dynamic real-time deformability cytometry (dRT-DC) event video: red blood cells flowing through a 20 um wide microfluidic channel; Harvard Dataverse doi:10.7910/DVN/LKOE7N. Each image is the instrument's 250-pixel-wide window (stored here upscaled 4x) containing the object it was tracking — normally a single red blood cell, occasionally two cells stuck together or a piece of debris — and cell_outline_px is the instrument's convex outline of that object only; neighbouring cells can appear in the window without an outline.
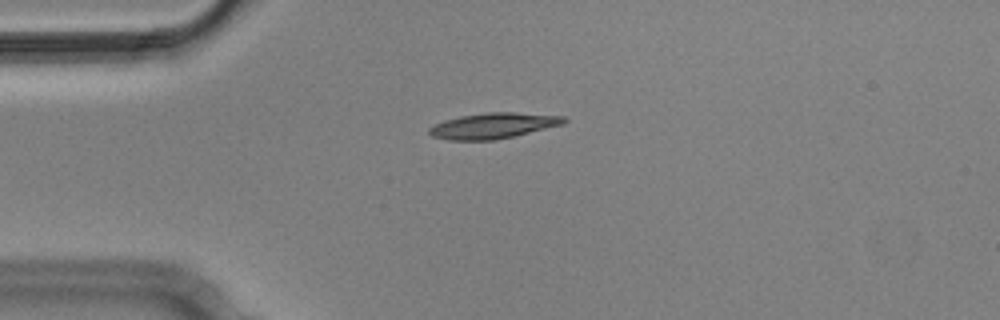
{"species": "Egyptian fruit bat (a non-hibernating species)", "species_latin": "Rousettus aegyptiacus", "temperature_condition": "cold", "stored_images_in_passage": 8, "camera_frame_rate_fps": 3000, "um_per_image_px": 0.085, "animal": {"sex": "male"}, "frame": {"image": 1, "passage_image": 3, "time_ms": 0.667, "image_size_px": [1000, 320], "cell_outline_px": [[568, 120], [564, 124], [496, 140], [448, 140], [432, 136], [428, 132], [428, 128], [444, 120], [460, 116], [488, 112], [512, 112], [564, 116]], "centroid_in_image_um": [41.92, 10.68], "position_along_channel_um": 43.1, "area_um2": 20.06}}
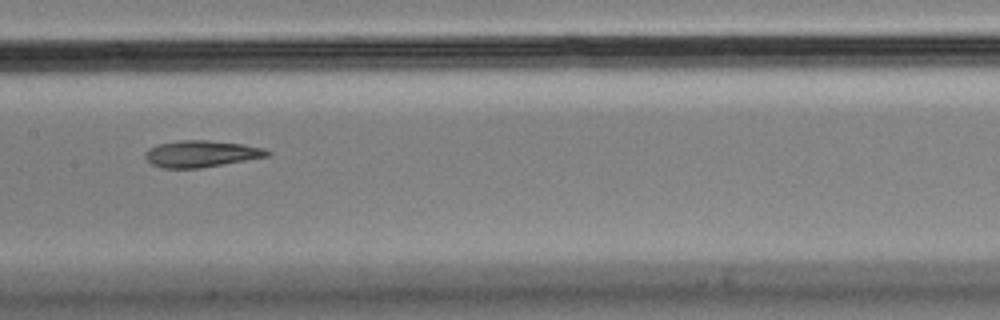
{"frame": {"image": 2, "passage_image": 7, "time_ms": 2.0, "image_size_px": [1000, 320], "cell_outline_px": [[272, 152], [268, 156], [200, 168], [164, 168], [152, 164], [144, 156], [144, 152], [148, 148], [156, 144], [180, 140], [208, 140], [244, 144], [264, 148]], "centroid_in_image_um": [17.08, 13.06], "position_along_channel_um": 190.3, "area_um2": 18.96}}
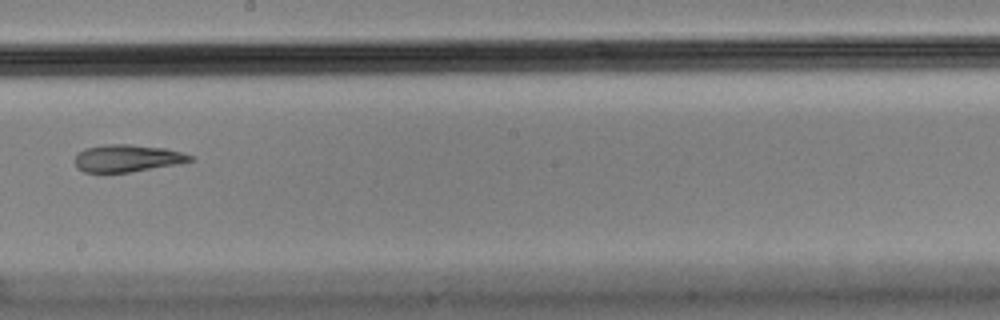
{"frame": {"image": 3, "passage_image": 8, "time_ms": 2.333, "image_size_px": [1000, 320], "cell_outline_px": [[196, 160], [184, 164], [128, 172], [84, 172], [76, 168], [76, 156], [84, 148], [104, 144], [128, 144], [164, 148], [184, 152], [196, 156]], "centroid_in_image_um": [10.93, 13.45], "position_along_channel_um": 237.3, "area_um2": 18.67}}